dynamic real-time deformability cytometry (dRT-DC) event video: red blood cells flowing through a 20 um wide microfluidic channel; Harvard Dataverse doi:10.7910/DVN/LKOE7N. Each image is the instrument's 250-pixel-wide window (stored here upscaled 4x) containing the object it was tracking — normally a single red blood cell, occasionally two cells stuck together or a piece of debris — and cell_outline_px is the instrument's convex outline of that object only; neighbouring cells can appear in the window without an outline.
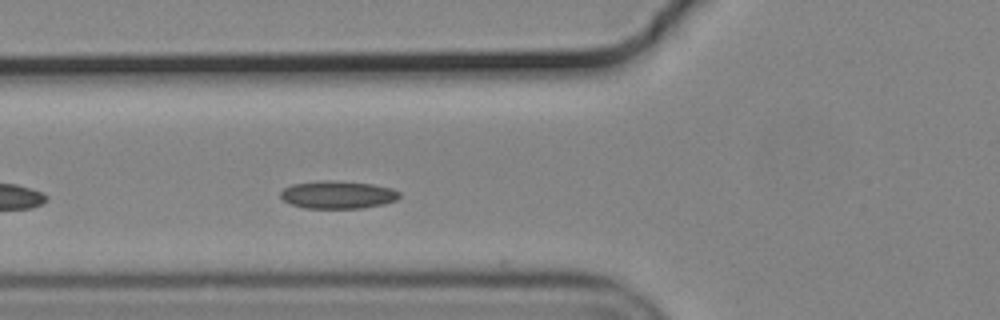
{"species": "common noctule bat (a hibernating species)", "species_latin": "Nyctalus noctula", "temperature_condition": "cold", "stored_images_in_passage": 35, "camera_frame_rate_fps": 3000, "um_per_image_px": 0.085, "animal": {"sex": "male", "body_mass_g": 19.2, "forearm_length_mm": 51.8}, "frame": {"image": 1, "passage_image": 4, "time_ms": 1.0, "image_size_px": [1000, 320], "cell_outline_px": [[400, 196], [396, 200], [384, 204], [360, 208], [304, 208], [292, 204], [284, 200], [280, 196], [280, 192], [284, 188], [292, 184], [320, 180], [336, 180], [372, 184], [392, 188], [400, 192]], "centroid_in_image_um": [28.71, 16.54], "position_along_channel_um": 97.1, "area_um2": 19.31}}
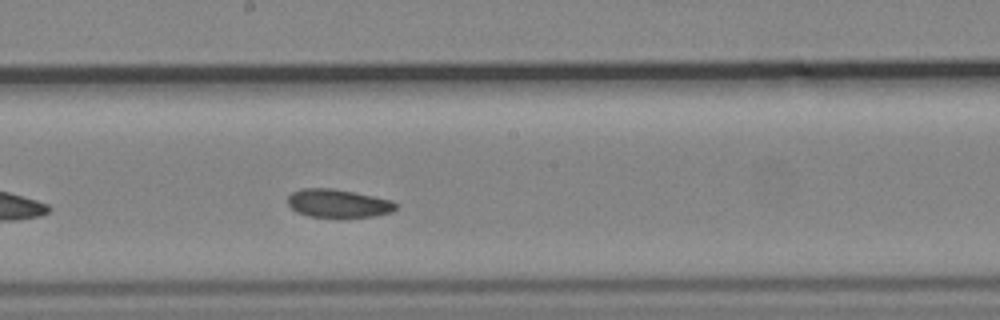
{"frame": {"image": 2, "passage_image": 14, "time_ms": 4.333, "image_size_px": [1000, 320], "cell_outline_px": [[400, 204], [392, 212], [376, 216], [308, 216], [296, 212], [288, 204], [288, 196], [292, 192], [300, 188], [332, 188], [392, 200]], "centroid_in_image_um": [28.75, 17.27], "position_along_channel_um": 219.5, "area_um2": 17.63}}
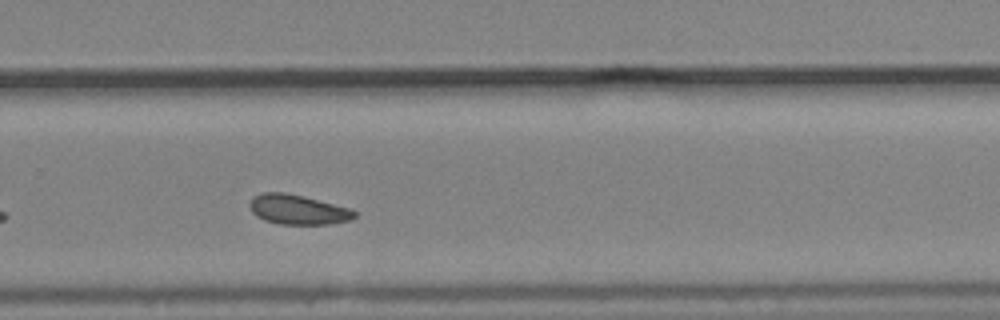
{"frame": {"image": 3, "passage_image": 21, "time_ms": 6.667, "image_size_px": [1000, 320], "cell_outline_px": [[356, 216], [348, 220], [332, 224], [280, 224], [264, 220], [256, 216], [252, 212], [248, 204], [252, 196], [260, 192], [284, 192], [304, 196], [348, 208], [356, 212]], "centroid_in_image_um": [25.25, 17.8], "position_along_channel_um": 304.6, "area_um2": 18.21}, "authors_computed_cell_mechanics": {"area_um2": 18.4382, "velocity_mm_per_s": 3.6612, "shape_relaxation_time_tau1_ms": null, "shape_relaxation_time_tau2_ms": 3.483, "deformation_change_tau1": null, "deformation_change_tau2": 0.0725}}